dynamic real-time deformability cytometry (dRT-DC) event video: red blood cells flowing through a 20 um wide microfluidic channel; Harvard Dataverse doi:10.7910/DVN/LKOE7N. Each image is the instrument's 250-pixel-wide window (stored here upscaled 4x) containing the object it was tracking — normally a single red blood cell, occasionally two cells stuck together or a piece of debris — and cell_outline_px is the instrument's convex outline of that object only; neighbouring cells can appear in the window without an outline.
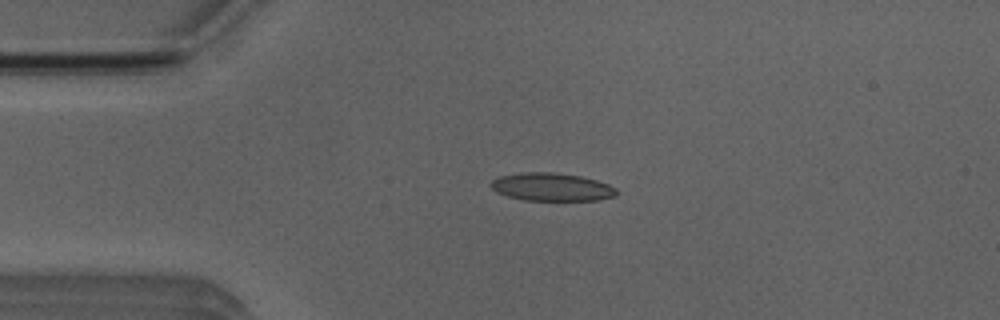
{"species": "Egyptian fruit bat (a non-hibernating species)", "species_latin": "Rousettus aegyptiacus", "temperature_condition": "room temperature", "stored_images_in_passage": 3, "camera_frame_rate_fps": 3000, "um_per_image_px": 0.085, "animal": {"sex": "male"}, "frame": {"image": 1, "passage_image": 3, "time_ms": 3.333, "image_size_px": [1000, 320], "cell_outline_px": [[616, 196], [600, 200], [524, 200], [508, 196], [496, 192], [488, 184], [492, 180], [500, 176], [524, 172], [552, 172], [580, 176], [596, 180], [608, 184], [616, 188]], "centroid_in_image_um": [46.88, 15.89], "position_along_channel_um": 38.1, "area_um2": 20.46}}